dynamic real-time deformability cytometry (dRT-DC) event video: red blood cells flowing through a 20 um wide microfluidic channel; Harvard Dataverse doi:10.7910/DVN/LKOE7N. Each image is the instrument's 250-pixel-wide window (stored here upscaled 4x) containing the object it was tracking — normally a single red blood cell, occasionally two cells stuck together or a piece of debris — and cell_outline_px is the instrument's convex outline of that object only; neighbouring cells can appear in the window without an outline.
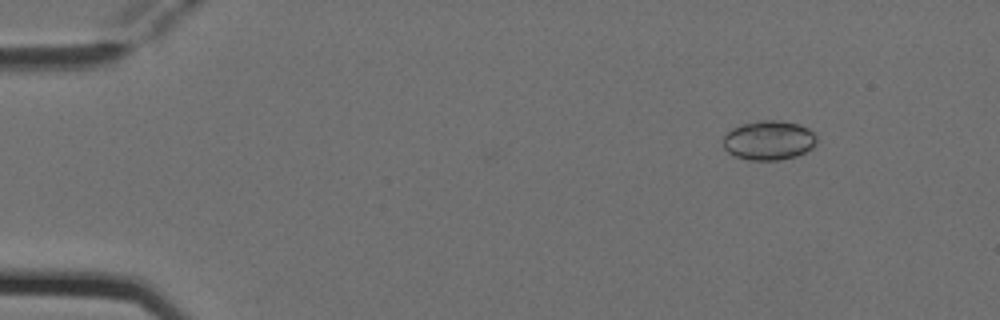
{"species": "Egyptian fruit bat (a non-hibernating species)", "species_latin": "Rousettus aegyptiacus", "temperature_condition": "cold", "stored_images_in_passage": 4, "camera_frame_rate_fps": 3000, "um_per_image_px": 0.085, "animal": {"sex": "female"}, "frame": {"image": 1, "passage_image": 1, "time_ms": 0.0, "image_size_px": [1000, 320], "cell_outline_px": [[816, 144], [812, 148], [796, 156], [776, 160], [748, 160], [732, 156], [724, 148], [724, 136], [732, 128], [744, 124], [760, 120], [780, 120], [796, 124], [808, 128], [816, 136]], "centroid_in_image_um": [65.34, 11.93], "position_along_channel_um": 19.7, "area_um2": 21.39}}